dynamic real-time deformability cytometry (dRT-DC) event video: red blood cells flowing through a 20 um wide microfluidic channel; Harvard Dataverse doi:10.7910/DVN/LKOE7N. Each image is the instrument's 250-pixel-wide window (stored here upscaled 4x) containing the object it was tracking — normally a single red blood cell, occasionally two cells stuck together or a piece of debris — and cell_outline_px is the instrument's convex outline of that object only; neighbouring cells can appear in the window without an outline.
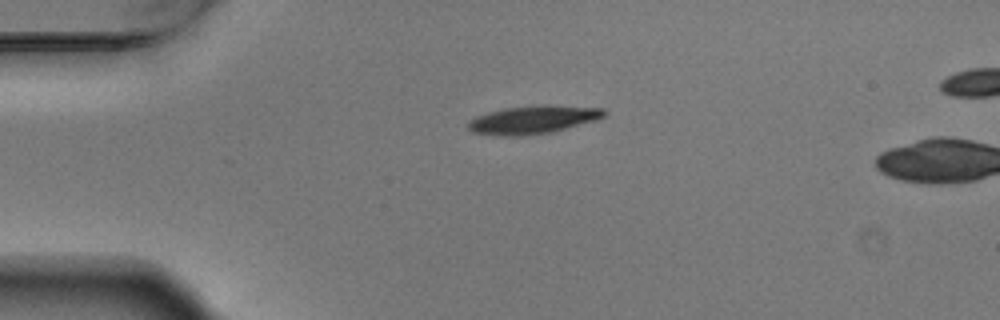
{"species": "Egyptian fruit bat (a non-hibernating species)", "species_latin": "Rousettus aegyptiacus", "temperature_condition": "warm", "stored_images_in_passage": 2, "camera_frame_rate_fps": 3000, "um_per_image_px": 0.085, "animal": {"sex": "male"}, "frame": {"image": 1, "passage_image": 1, "time_ms": 0.0, "image_size_px": [1000, 320], "cell_outline_px": [[608, 112], [604, 116], [596, 120], [552, 132], [520, 136], [496, 136], [472, 132], [468, 128], [468, 120], [476, 116], [488, 112], [504, 108], [548, 104], [604, 108]], "centroid_in_image_um": [45.31, 10.17], "position_along_channel_um": 39.7, "area_um2": 22.54}}